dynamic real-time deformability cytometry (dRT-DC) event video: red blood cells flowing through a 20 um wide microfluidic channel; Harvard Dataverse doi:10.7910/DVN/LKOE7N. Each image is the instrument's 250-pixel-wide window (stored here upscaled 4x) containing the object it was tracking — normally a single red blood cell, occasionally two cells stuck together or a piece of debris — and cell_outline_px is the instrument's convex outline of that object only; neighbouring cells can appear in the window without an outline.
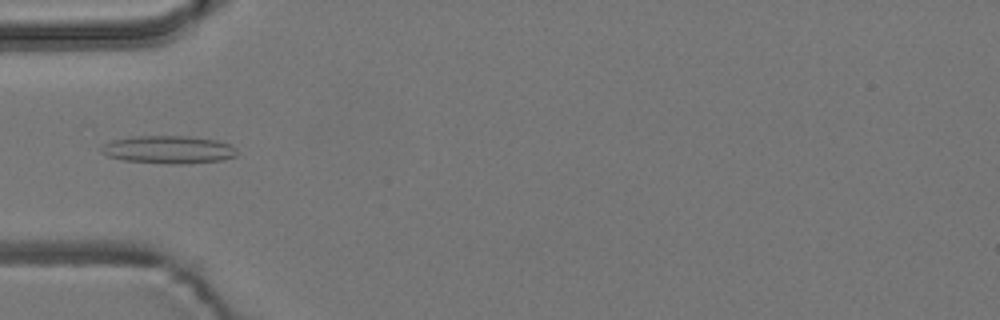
{"species": "common noctule bat (a hibernating species)", "species_latin": "Nyctalus noctula", "temperature_condition": "room temperature", "stored_images_in_passage": 5, "camera_frame_rate_fps": 3000, "um_per_image_px": 0.085, "animal": {"sex": "male", "body_mass_g": 19.2, "forearm_length_mm": 51.8}, "frame": {"image": 1, "passage_image": 5, "time_ms": 1.333, "image_size_px": [1000, 320], "cell_outline_px": [[236, 156], [224, 160], [188, 164], [172, 164], [124, 160], [108, 156], [100, 152], [100, 144], [112, 140], [132, 136], [188, 136], [216, 140], [228, 144], [236, 148]], "centroid_in_image_um": [14.29, 12.72], "position_along_channel_um": 70.7, "area_um2": 22.2}}